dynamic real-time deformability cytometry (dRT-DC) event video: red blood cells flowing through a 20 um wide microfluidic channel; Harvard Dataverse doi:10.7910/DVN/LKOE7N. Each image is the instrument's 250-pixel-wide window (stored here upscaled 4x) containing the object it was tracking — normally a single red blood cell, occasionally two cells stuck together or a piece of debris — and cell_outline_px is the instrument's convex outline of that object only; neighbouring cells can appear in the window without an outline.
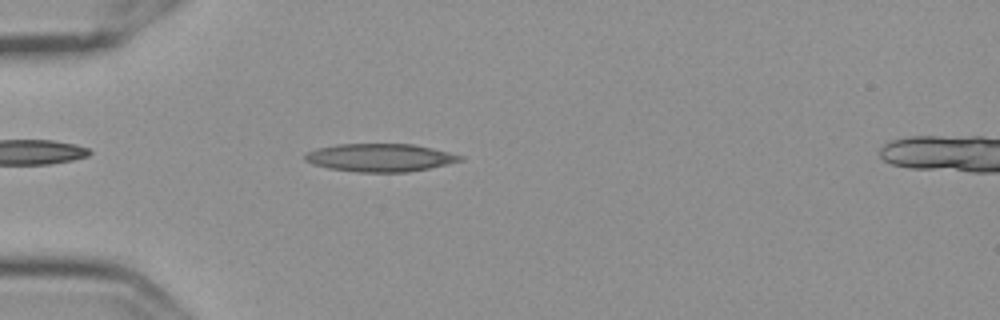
{"species": "Egyptian fruit bat (a non-hibernating species)", "species_latin": "Rousettus aegyptiacus", "temperature_condition": "cold", "stored_images_in_passage": 56, "camera_frame_rate_fps": 3000, "um_per_image_px": 0.085, "frame": {"image": 1, "passage_image": 16, "time_ms": 5.0, "image_size_px": [1000, 320], "cell_outline_px": [[464, 160], [448, 164], [408, 172], [360, 172], [328, 168], [312, 164], [304, 160], [304, 156], [308, 152], [316, 148], [336, 144], [412, 144], [432, 148], [464, 156]], "centroid_in_image_um": [32.3, 13.39], "position_along_channel_um": 52.7, "area_um2": 25.26}}
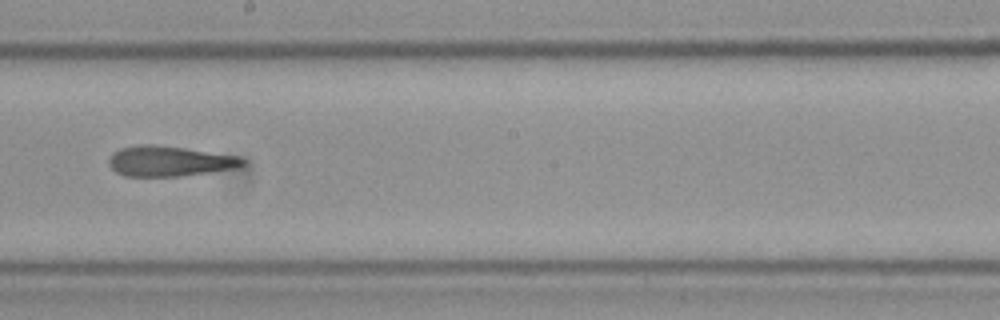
{"frame": {"image": 2, "passage_image": 32, "time_ms": 10.333, "image_size_px": [1000, 320], "cell_outline_px": [[248, 164], [232, 168], [208, 172], [180, 176], [124, 176], [116, 172], [108, 164], [108, 160], [120, 148], [136, 144], [156, 144], [184, 148], [236, 156], [248, 160]], "centroid_in_image_um": [14.39, 13.69], "position_along_channel_um": 233.8, "area_um2": 23.47}}
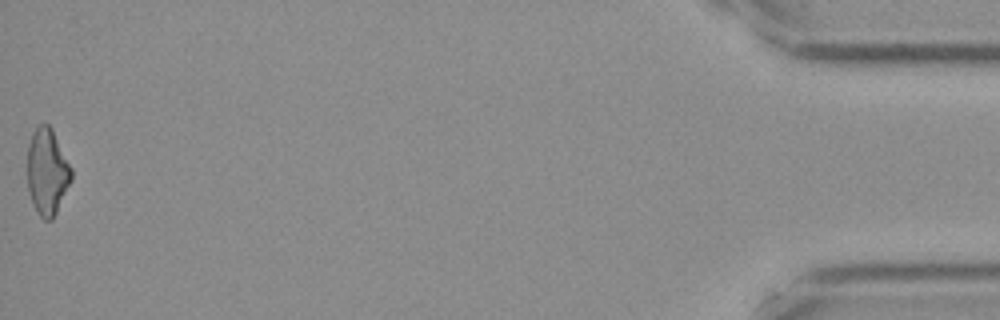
{"frame": {"image": 3, "passage_image": 56, "time_ms": 18.333, "image_size_px": [1000, 320], "cell_outline_px": [[72, 180], [52, 220], [44, 220], [40, 216], [32, 204], [28, 192], [28, 144], [32, 132], [40, 124], [48, 124], [52, 128], [72, 168]], "centroid_in_image_um": [4.01, 14.6], "position_along_channel_um": 431.2, "area_um2": 22.2}, "authors_computed_cell_mechanics": {"area_um2": 23.7269, "velocity_mm_per_s": 3.6072, "shape_relaxation_time_tau1_ms": null, "shape_relaxation_time_tau2_ms": 3.8829, "deformation_change_tau1": null, "deformation_change_tau2": 0.1523}}